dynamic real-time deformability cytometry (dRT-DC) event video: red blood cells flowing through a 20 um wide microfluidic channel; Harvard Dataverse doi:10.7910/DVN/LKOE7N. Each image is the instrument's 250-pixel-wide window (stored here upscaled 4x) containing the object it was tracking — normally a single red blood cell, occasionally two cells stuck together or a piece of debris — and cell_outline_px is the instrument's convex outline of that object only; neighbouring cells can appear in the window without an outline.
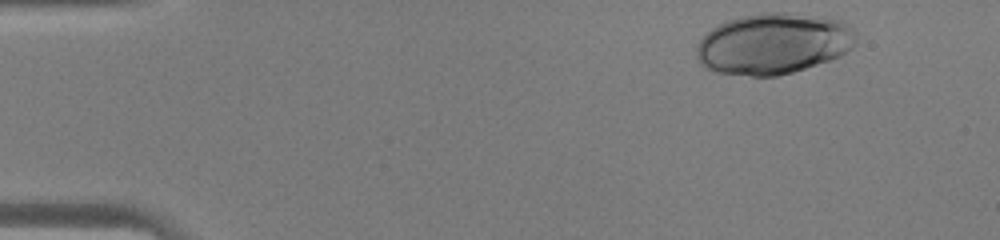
{"species": "human", "species_latin": "Homo sapiens", "temperature_condition": "warm", "stored_images_in_passage": 34, "camera_frame_rate_fps": 3000, "um_per_image_px": 0.085, "donor": {"sex": "male"}, "frame": {"image": 1, "passage_image": 1, "time_ms": 0.0, "image_size_px": [1000, 240], "cell_outline_px": [[856, 44], [848, 52], [840, 56], [792, 72], [776, 76], [752, 76], [716, 72], [704, 68], [696, 60], [696, 48], [700, 40], [712, 28], [728, 20], [744, 16], [764, 12], [784, 12], [816, 16], [840, 20], [852, 28], [856, 36]], "centroid_in_image_um": [65.73, 3.72], "position_along_channel_um": 19.3, "area_um2": 56.64}}
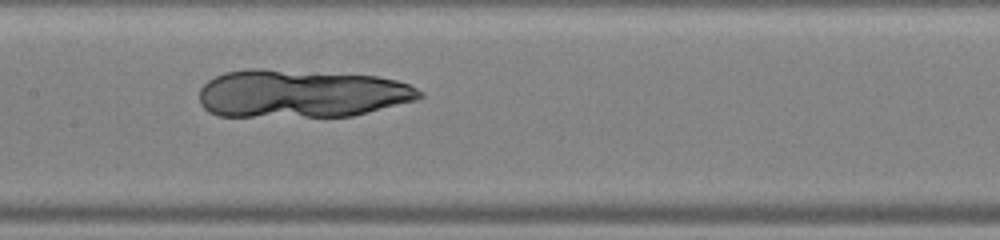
{"frame": {"image": 2, "passage_image": 19, "time_ms": 6.0, "image_size_px": [1000, 240], "cell_outline_px": [[424, 96], [416, 100], [352, 116], [220, 116], [208, 112], [200, 104], [200, 88], [208, 80], [224, 72], [244, 68], [260, 68], [376, 76], [396, 80], [408, 84], [424, 92]], "centroid_in_image_um": [25.58, 7.95], "position_along_channel_um": 181.8, "area_um2": 61.85}}
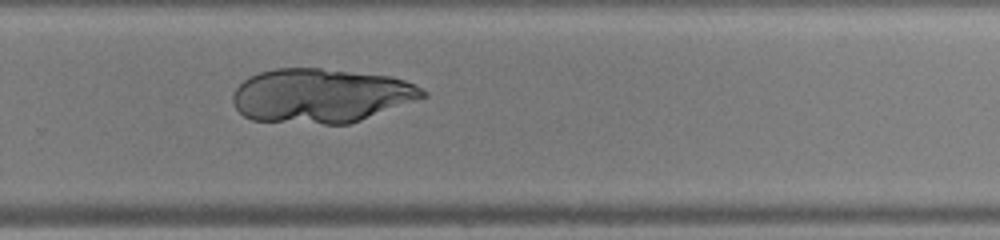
{"frame": {"image": 3, "passage_image": 27, "time_ms": 8.667, "image_size_px": [1000, 240], "cell_outline_px": [[428, 96], [360, 120], [348, 124], [324, 124], [252, 120], [244, 116], [236, 108], [232, 100], [232, 96], [236, 88], [244, 80], [260, 72], [276, 68], [320, 68], [392, 76], [404, 80], [428, 92]], "centroid_in_image_um": [27.28, 8.13], "position_along_channel_um": 302.5, "area_um2": 59.77}}